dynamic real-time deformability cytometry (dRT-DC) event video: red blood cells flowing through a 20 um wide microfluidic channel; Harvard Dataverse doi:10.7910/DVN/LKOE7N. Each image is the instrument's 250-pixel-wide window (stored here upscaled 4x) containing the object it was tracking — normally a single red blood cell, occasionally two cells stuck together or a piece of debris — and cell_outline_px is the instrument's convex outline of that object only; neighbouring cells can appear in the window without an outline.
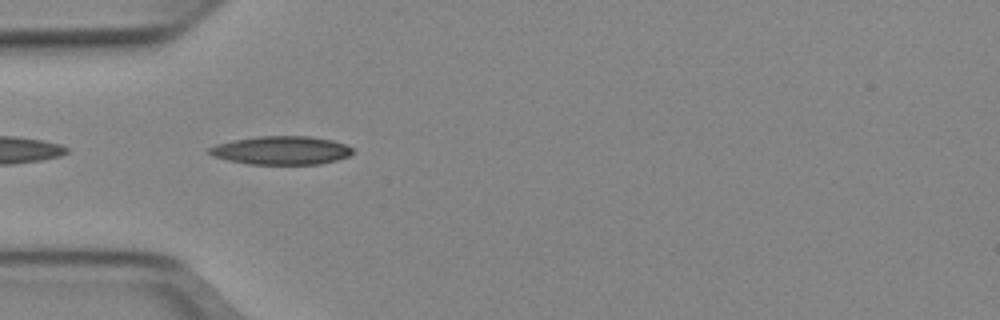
{"species": "Egyptian fruit bat (a non-hibernating species)", "species_latin": "Rousettus aegyptiacus", "temperature_condition": "cold", "stored_images_in_passage": 37, "camera_frame_rate_fps": 3000, "um_per_image_px": 0.085, "animal": {"sex": "female"}, "frame": {"image": 1, "passage_image": 2, "time_ms": 0.333, "image_size_px": [1000, 320], "cell_outline_px": [[352, 152], [348, 156], [336, 160], [320, 164], [248, 164], [228, 160], [212, 156], [208, 152], [208, 148], [216, 144], [232, 140], [260, 136], [308, 136], [332, 140], [344, 144], [352, 148]], "centroid_in_image_um": [23.87, 12.78], "position_along_channel_um": 61.1, "area_um2": 23.7}}
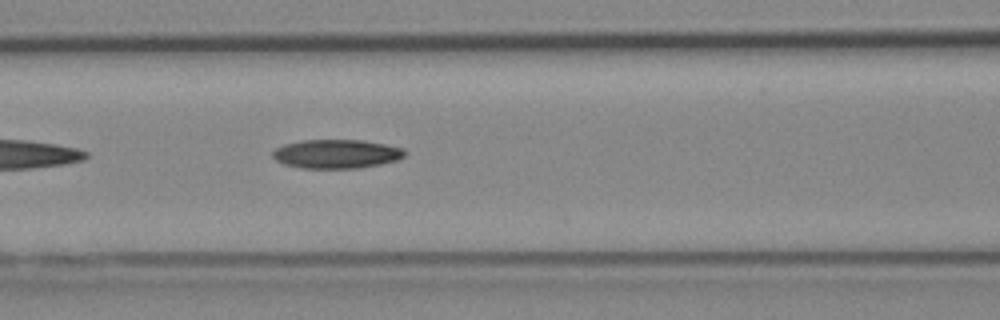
{"frame": {"image": 2, "passage_image": 8, "time_ms": 2.333, "image_size_px": [1000, 320], "cell_outline_px": [[408, 152], [404, 156], [396, 160], [380, 164], [356, 168], [300, 168], [284, 164], [276, 160], [272, 156], [272, 152], [276, 148], [284, 144], [304, 140], [364, 140], [404, 148]], "centroid_in_image_um": [28.6, 13.08], "position_along_channel_um": 138.0, "area_um2": 22.25}}
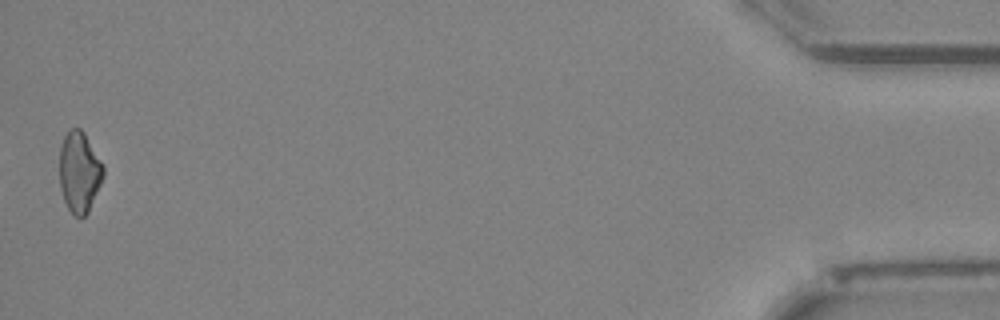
{"frame": {"image": 3, "passage_image": 37, "time_ms": 12.0, "image_size_px": [1000, 320], "cell_outline_px": [[104, 176], [88, 212], [84, 216], [76, 216], [68, 208], [64, 200], [60, 188], [60, 148], [64, 136], [68, 128], [80, 128], [84, 132], [104, 164]], "centroid_in_image_um": [6.75, 14.58], "position_along_channel_um": 428.4, "area_um2": 20.69}, "authors_computed_cell_mechanics": {"area_um2": 21.6172, "velocity_mm_per_s": 3.9684, "shape_relaxation_time_tau1_ms": 5.8884, "shape_relaxation_time_tau2_ms": null, "deformation_change_tau1": 0.1308, "deformation_change_tau2": null}}